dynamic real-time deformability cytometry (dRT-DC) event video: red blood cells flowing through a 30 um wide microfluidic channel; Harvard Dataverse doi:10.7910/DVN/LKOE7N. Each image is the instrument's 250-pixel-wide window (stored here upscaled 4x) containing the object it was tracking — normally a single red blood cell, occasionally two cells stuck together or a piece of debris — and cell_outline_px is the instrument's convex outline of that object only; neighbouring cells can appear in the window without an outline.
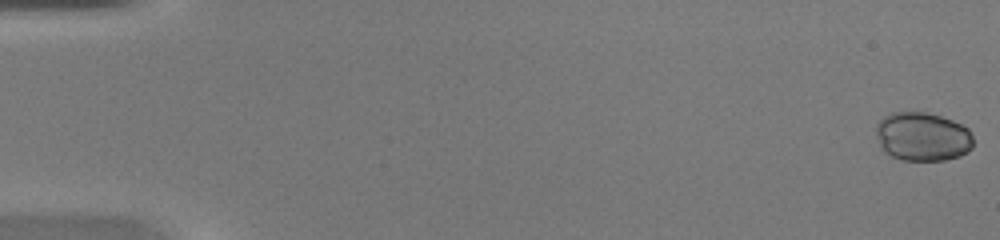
{"species": "common noctule bat (a hibernating species)", "species_latin": "Nyctalus noctula", "temperature_condition": "warm", "stored_images_in_passage": 50, "camera_frame_rate_fps": 3000, "um_per_image_px": 0.085, "animal": {"sex": "female", "body_mass_g": 20.0, "forearm_length_mm": 54.0}, "frame": {"image": 1, "passage_image": 1, "time_ms": 0.0, "image_size_px": [1000, 240], "cell_outline_px": [[972, 148], [968, 152], [960, 156], [944, 160], [900, 160], [892, 156], [880, 148], [876, 132], [876, 124], [884, 116], [892, 112], [924, 112], [940, 116], [952, 120], [968, 128], [972, 132]], "centroid_in_image_um": [78.41, 11.62], "position_along_channel_um": 6.6, "area_um2": 27.8}}
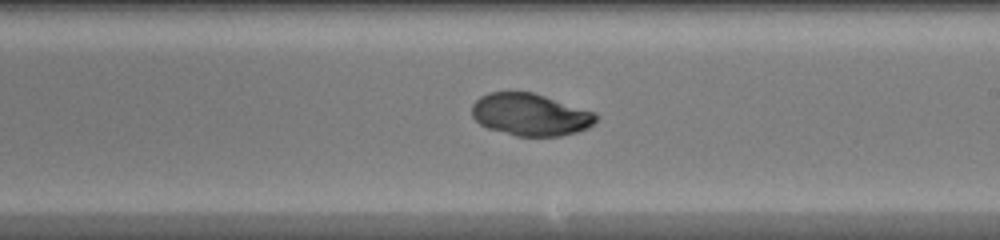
{"frame": {"image": 2, "passage_image": 30, "time_ms": 9.667, "image_size_px": [1000, 240], "cell_outline_px": [[596, 120], [588, 128], [576, 132], [560, 136], [516, 136], [488, 128], [480, 124], [472, 116], [472, 104], [480, 96], [488, 92], [532, 92], [596, 112]], "centroid_in_image_um": [45.06, 9.74], "position_along_channel_um": 243.9, "area_um2": 30.46}}
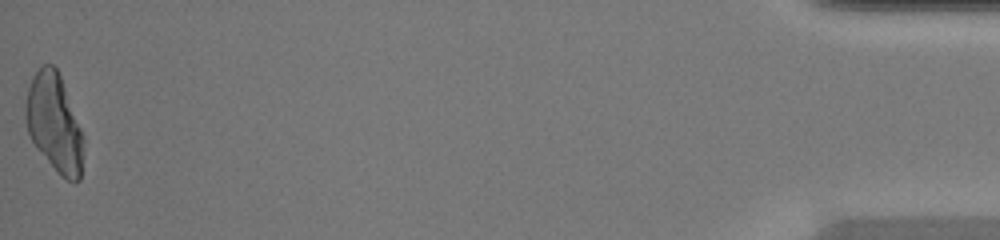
{"frame": {"image": 3, "passage_image": 50, "time_ms": 16.333, "image_size_px": [1000, 240], "cell_outline_px": [[84, 140], [80, 180], [68, 180], [60, 176], [36, 148], [28, 132], [24, 120], [24, 108], [28, 88], [32, 76], [44, 64], [52, 64], [56, 68], [60, 76], [84, 136]], "centroid_in_image_um": [4.6, 10.47], "position_along_channel_um": 430.6, "area_um2": 33.0}}